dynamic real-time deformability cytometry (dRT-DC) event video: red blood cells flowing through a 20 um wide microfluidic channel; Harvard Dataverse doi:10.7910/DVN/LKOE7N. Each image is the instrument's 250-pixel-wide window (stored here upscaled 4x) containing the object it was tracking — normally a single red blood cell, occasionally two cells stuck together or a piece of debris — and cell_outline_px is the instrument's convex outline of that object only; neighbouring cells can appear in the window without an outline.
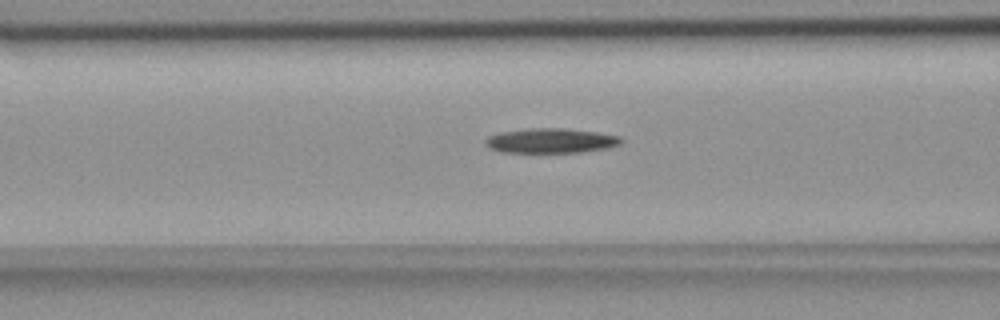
{"species": "common noctule bat (a hibernating species)", "species_latin": "Nyctalus noctula", "temperature_condition": "room temperature", "stored_images_in_passage": 54, "camera_frame_rate_fps": 3000, "um_per_image_px": 0.085, "animal": {"sex": "female", "body_mass_g": 18.4}, "frame": {"image": 1, "passage_image": 21, "time_ms": 6.667, "image_size_px": [1000, 320], "cell_outline_px": [[624, 140], [620, 144], [604, 148], [580, 152], [504, 152], [488, 148], [484, 144], [484, 140], [488, 136], [500, 132], [528, 128], [564, 128], [596, 132], [620, 136]], "centroid_in_image_um": [46.78, 11.95], "position_along_channel_um": 119.8, "area_um2": 19.54}}
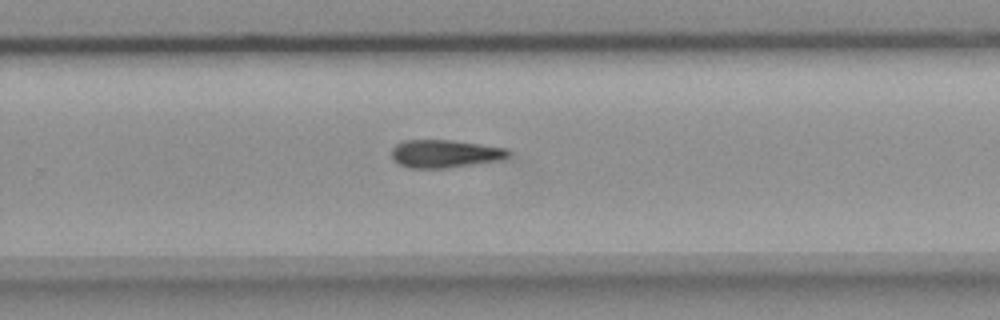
{"frame": {"image": 2, "passage_image": 35, "time_ms": 11.333, "image_size_px": [1000, 320], "cell_outline_px": [[512, 156], [504, 160], [448, 168], [408, 168], [392, 160], [392, 148], [396, 144], [404, 140], [452, 140], [508, 148], [512, 152]], "centroid_in_image_um": [37.89, 13.07], "position_along_channel_um": 291.9, "area_um2": 19.42}}
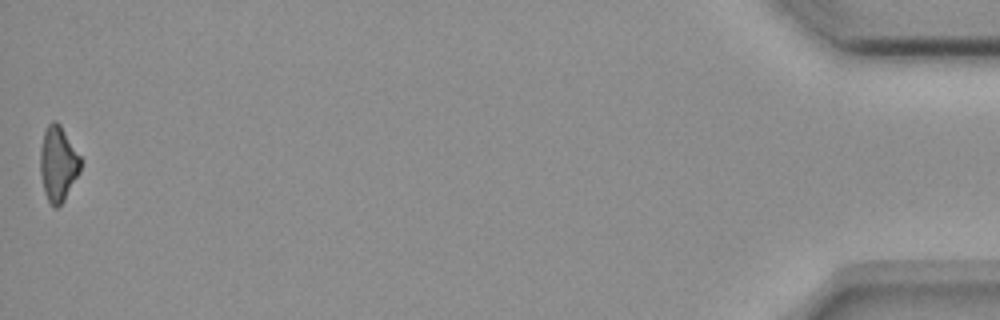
{"frame": {"image": 3, "passage_image": 54, "time_ms": 17.667, "image_size_px": [1000, 320], "cell_outline_px": [[80, 172], [64, 200], [56, 208], [52, 208], [44, 192], [40, 172], [40, 148], [44, 132], [48, 124], [52, 120], [56, 120], [60, 124], [80, 156]], "centroid_in_image_um": [4.92, 13.92], "position_along_channel_um": 430.3, "area_um2": 17.63}}